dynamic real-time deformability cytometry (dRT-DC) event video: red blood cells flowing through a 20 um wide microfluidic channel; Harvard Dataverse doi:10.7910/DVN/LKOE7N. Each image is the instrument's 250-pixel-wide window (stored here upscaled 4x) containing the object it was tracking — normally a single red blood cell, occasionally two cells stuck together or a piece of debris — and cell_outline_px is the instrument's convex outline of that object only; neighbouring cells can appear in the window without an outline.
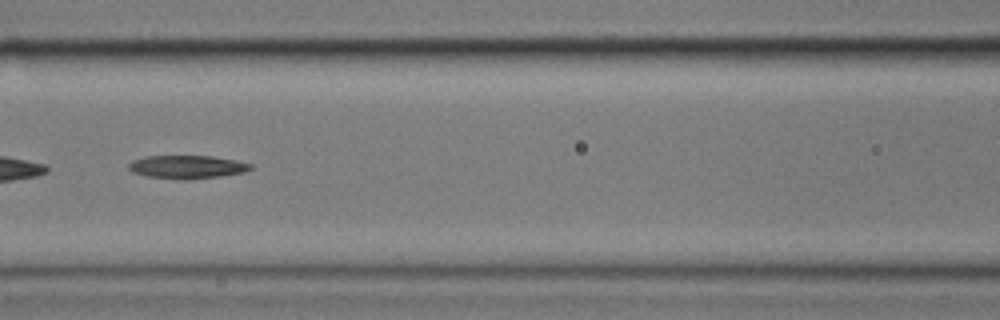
{"species": "common noctule bat (a hibernating species)", "species_latin": "Nyctalus noctula", "temperature_condition": "cold", "stored_images_in_passage": 54, "segment_of_instrument_passage": [2, 2], "camera_frame_rate_fps": 3000, "um_per_image_px": 0.085, "animal": {"sex": "male", "body_mass_g": 17.9}, "frame": {"image": 1, "passage_image": 24, "time_ms": 7.667, "image_size_px": [1000, 320], "cell_outline_px": [[256, 168], [244, 172], [220, 176], [188, 180], [180, 180], [148, 176], [132, 172], [128, 168], [128, 164], [132, 160], [144, 156], [212, 156], [236, 160], [252, 164]], "centroid_in_image_um": [15.92, 14.19], "position_along_channel_um": 150.7, "area_um2": 16.7}}
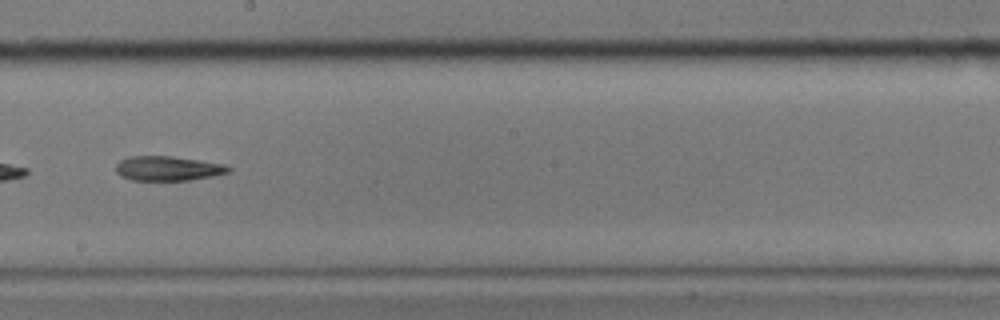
{"frame": {"image": 2, "passage_image": 31, "time_ms": 10.0, "image_size_px": [1000, 320], "cell_outline_px": [[232, 168], [228, 172], [212, 176], [188, 180], [132, 180], [120, 176], [116, 172], [116, 164], [120, 160], [128, 156], [172, 156], [224, 164]], "centroid_in_image_um": [14.23, 14.31], "position_along_channel_um": 234.0, "area_um2": 16.07}}
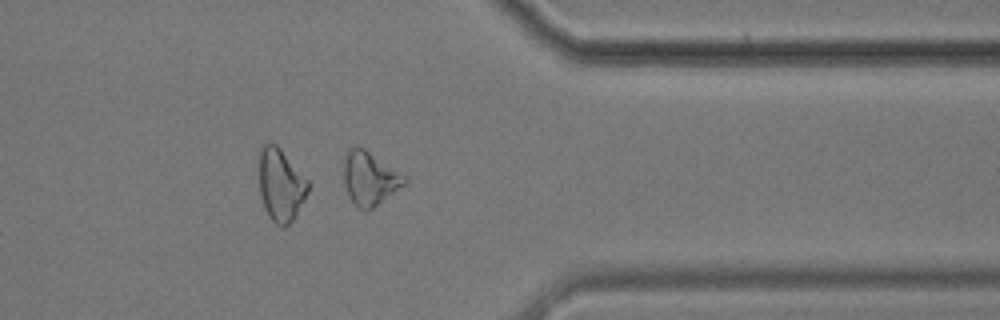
{"frame": {"image": 3, "passage_image": 44, "time_ms": 14.333, "image_size_px": [1000, 320], "cell_outline_px": [[408, 180], [404, 184], [372, 208], [360, 208], [352, 200], [344, 184], [344, 156], [348, 148], [356, 144], [364, 148], [408, 176]], "centroid_in_image_um": [31.43, 15.08], "position_along_channel_um": 380.0, "area_um2": 18.73}}